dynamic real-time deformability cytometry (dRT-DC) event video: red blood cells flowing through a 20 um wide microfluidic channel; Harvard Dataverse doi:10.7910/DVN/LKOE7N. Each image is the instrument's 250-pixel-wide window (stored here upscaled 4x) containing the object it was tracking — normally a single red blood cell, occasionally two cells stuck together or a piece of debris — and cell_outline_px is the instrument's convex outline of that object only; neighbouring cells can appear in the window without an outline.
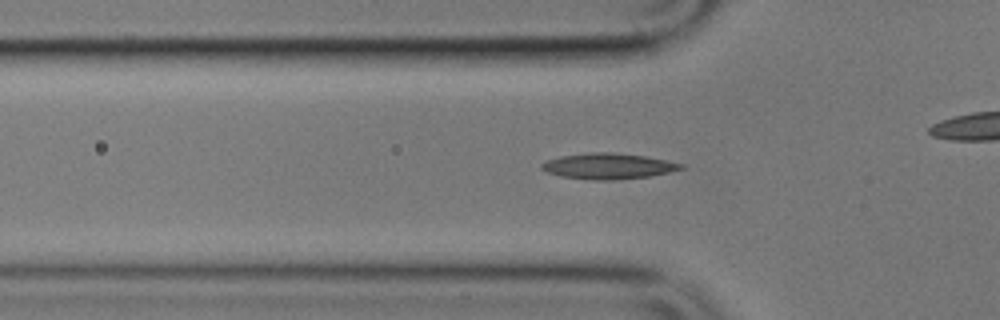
{"species": "common noctule bat (a hibernating species)", "species_latin": "Nyctalus noctula", "temperature_condition": "cold", "stored_images_in_passage": 32, "camera_frame_rate_fps": 3000, "um_per_image_px": 0.085, "animal": {"sex": "male", "body_mass_g": 17.9}, "frame": {"image": 1, "passage_image": 4, "time_ms": 1.0, "image_size_px": [1000, 320], "cell_outline_px": [[684, 168], [668, 172], [648, 176], [612, 180], [596, 180], [560, 176], [548, 172], [540, 168], [540, 164], [548, 160], [560, 156], [592, 152], [612, 152], [644, 156], [684, 164]], "centroid_in_image_um": [51.67, 14.11], "position_along_channel_um": 74.1, "area_um2": 20.63}}
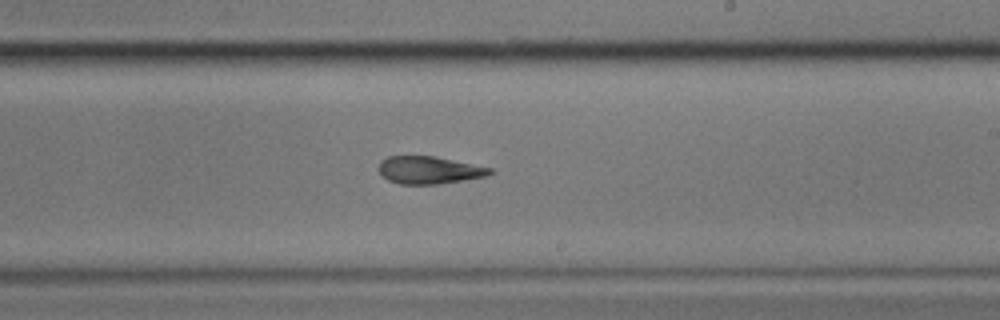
{"frame": {"image": 2, "passage_image": 19, "time_ms": 6.0, "image_size_px": [1000, 320], "cell_outline_px": [[496, 172], [484, 176], [440, 184], [400, 184], [388, 180], [380, 172], [380, 160], [388, 156], [436, 156], [492, 168]], "centroid_in_image_um": [36.49, 14.45], "position_along_channel_um": 252.5, "area_um2": 17.74}}
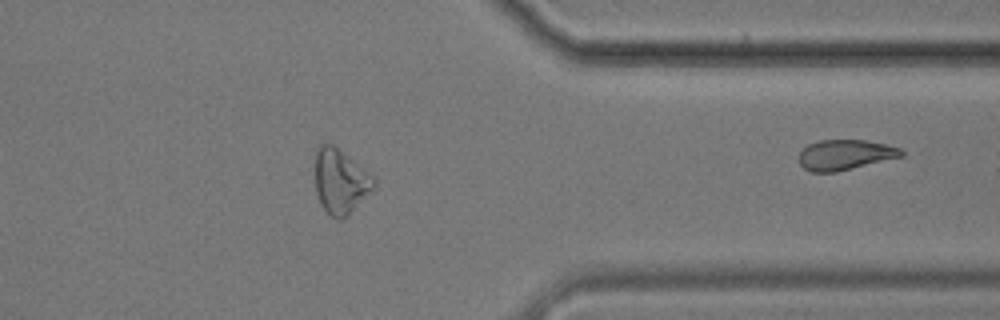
{"frame": {"image": 3, "passage_image": 31, "time_ms": 10.0, "image_size_px": [1000, 320], "cell_outline_px": [[376, 184], [348, 216], [340, 220], [336, 220], [320, 204], [316, 192], [316, 148], [320, 144], [332, 144], [368, 172], [376, 180]], "centroid_in_image_um": [28.92, 15.43], "position_along_channel_um": 382.5, "area_um2": 21.68}}